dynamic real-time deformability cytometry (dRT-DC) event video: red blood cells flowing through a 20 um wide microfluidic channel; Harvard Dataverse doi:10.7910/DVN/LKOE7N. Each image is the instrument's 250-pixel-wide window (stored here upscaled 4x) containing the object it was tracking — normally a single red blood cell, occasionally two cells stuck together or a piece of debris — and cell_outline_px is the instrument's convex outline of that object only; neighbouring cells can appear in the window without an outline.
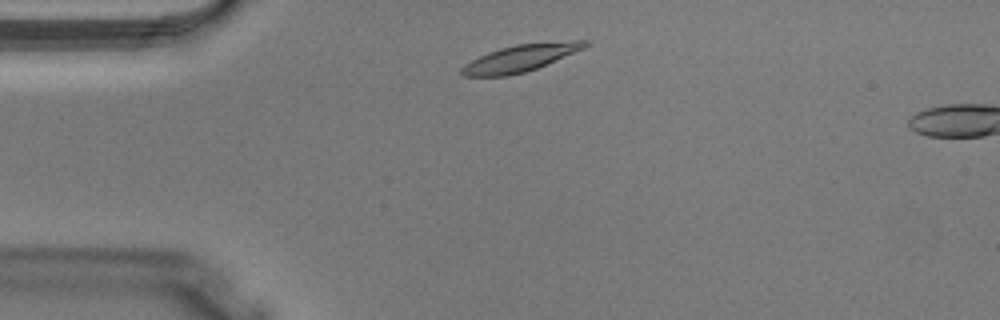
{"species": "Egyptian fruit bat (a non-hibernating species)", "species_latin": "Rousettus aegyptiacus", "temperature_condition": "warm", "stored_images_in_passage": 4, "camera_frame_rate_fps": 3000, "um_per_image_px": 0.085, "animal": {"sex": "male"}, "frame": {"image": 1, "passage_image": 2, "time_ms": 0.333, "image_size_px": [1000, 320], "cell_outline_px": [[592, 44], [584, 48], [536, 68], [524, 72], [508, 76], [460, 76], [460, 68], [464, 64], [488, 52], [500, 48], [516, 44], [572, 40], [592, 40]], "centroid_in_image_um": [44.25, 4.92], "position_along_channel_um": 40.8, "area_um2": 19.36}}